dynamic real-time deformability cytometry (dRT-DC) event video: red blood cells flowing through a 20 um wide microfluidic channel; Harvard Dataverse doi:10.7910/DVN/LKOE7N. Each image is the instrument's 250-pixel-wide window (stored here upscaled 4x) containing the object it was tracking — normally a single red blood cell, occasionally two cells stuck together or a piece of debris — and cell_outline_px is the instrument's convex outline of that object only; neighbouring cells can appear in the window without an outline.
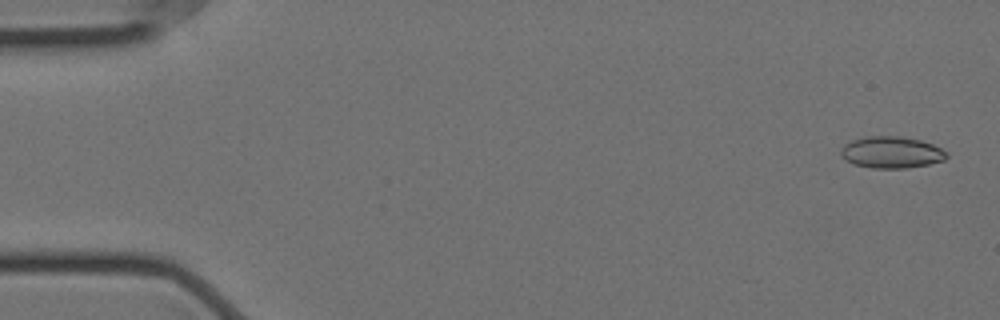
{"species": "Egyptian fruit bat (a non-hibernating species)", "species_latin": "Rousettus aegyptiacus", "temperature_condition": "cold", "stored_images_in_passage": 9, "camera_frame_rate_fps": 3000, "um_per_image_px": 0.085, "animal": {"sex": "female"}, "frame": {"image": 1, "passage_image": 2, "time_ms": 0.333, "image_size_px": [1000, 320], "cell_outline_px": [[948, 156], [944, 160], [928, 164], [908, 168], [872, 168], [852, 164], [844, 160], [840, 156], [840, 148], [844, 144], [852, 140], [864, 136], [900, 136], [920, 140], [932, 144], [948, 152]], "centroid_in_image_um": [75.73, 12.95], "position_along_channel_um": 9.3, "area_um2": 19.77}}